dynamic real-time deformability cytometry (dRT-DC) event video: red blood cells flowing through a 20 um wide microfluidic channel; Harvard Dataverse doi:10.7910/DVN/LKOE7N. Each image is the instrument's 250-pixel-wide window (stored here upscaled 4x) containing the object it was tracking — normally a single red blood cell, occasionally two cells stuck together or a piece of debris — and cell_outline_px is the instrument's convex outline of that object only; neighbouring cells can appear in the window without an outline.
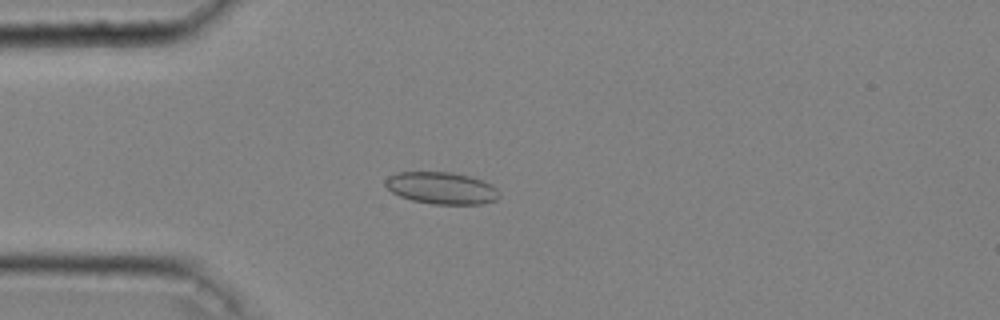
{"species": "common noctule bat (a hibernating species)", "species_latin": "Nyctalus noctula", "temperature_condition": "cold", "stored_images_in_passage": 46, "camera_frame_rate_fps": 3000, "um_per_image_px": 0.085, "animal": {"sex": "male", "body_mass_g": 20.4}, "frame": {"image": 1, "passage_image": 12, "time_ms": 3.667, "image_size_px": [1000, 320], "cell_outline_px": [[500, 196], [496, 200], [480, 204], [432, 204], [412, 200], [400, 196], [392, 192], [384, 184], [384, 180], [388, 176], [396, 172], [452, 172], [472, 176], [492, 184], [496, 188]], "centroid_in_image_um": [37.53, 15.97], "position_along_channel_um": 47.5, "area_um2": 21.39}}
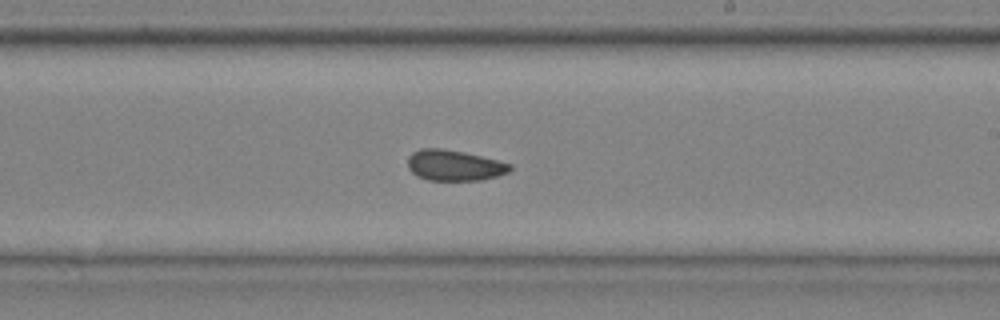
{"frame": {"image": 2, "passage_image": 28, "time_ms": 9.0, "image_size_px": [1000, 320], "cell_outline_px": [[512, 168], [508, 172], [496, 176], [480, 180], [428, 180], [416, 176], [408, 168], [408, 156], [412, 152], [420, 148], [444, 148], [464, 152], [512, 164]], "centroid_in_image_um": [38.57, 14.05], "position_along_channel_um": 250.4, "area_um2": 18.32}}
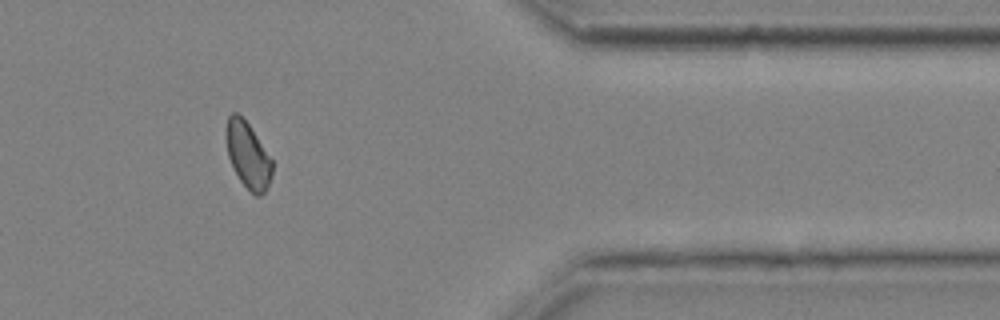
{"frame": {"image": 3, "passage_image": 40, "time_ms": 13.0, "image_size_px": [1000, 320], "cell_outline_px": [[272, 176], [264, 192], [260, 196], [256, 196], [240, 180], [228, 156], [224, 136], [224, 128], [228, 116], [232, 112], [236, 112], [248, 124], [272, 160]], "centroid_in_image_um": [21.03, 13.15], "position_along_channel_um": 390.4, "area_um2": 17.51}, "authors_computed_cell_mechanics": {"area_um2": 18.496, "velocity_mm_per_s": 4.047, "shape_relaxation_time_tau1_ms": null, "shape_relaxation_time_tau2_ms": 2.0901, "deformation_change_tau1": null, "deformation_change_tau2": 0.0644}}